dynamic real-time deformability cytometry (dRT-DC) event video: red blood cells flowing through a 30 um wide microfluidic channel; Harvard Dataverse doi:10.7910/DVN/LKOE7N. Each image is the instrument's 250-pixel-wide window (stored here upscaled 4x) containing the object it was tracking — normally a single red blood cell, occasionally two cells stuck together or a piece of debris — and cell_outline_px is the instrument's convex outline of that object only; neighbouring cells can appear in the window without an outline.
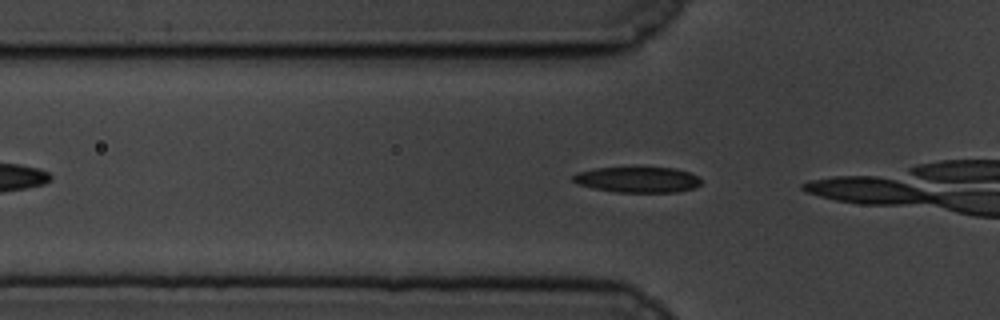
{"species": "common noctule bat (a hibernating species)", "species_latin": "Nyctalus noctula", "temperature_condition": "cold", "stored_images_in_passage": 4, "camera_frame_rate_fps": 3000, "um_per_image_px": 0.085, "animal": {"sex": "male", "body_mass_g": 19.5, "forearm_length_mm": 54.6}, "frame": {"image": 1, "passage_image": 2, "time_ms": 0.333, "image_size_px": [1000, 320], "cell_outline_px": [[700, 184], [696, 188], [680, 192], [616, 192], [592, 188], [576, 184], [572, 180], [572, 176], [576, 172], [596, 168], [676, 168], [688, 172], [696, 176], [700, 180]], "centroid_in_image_um": [54.17, 15.28], "position_along_channel_um": 71.6, "area_um2": 19.19}}